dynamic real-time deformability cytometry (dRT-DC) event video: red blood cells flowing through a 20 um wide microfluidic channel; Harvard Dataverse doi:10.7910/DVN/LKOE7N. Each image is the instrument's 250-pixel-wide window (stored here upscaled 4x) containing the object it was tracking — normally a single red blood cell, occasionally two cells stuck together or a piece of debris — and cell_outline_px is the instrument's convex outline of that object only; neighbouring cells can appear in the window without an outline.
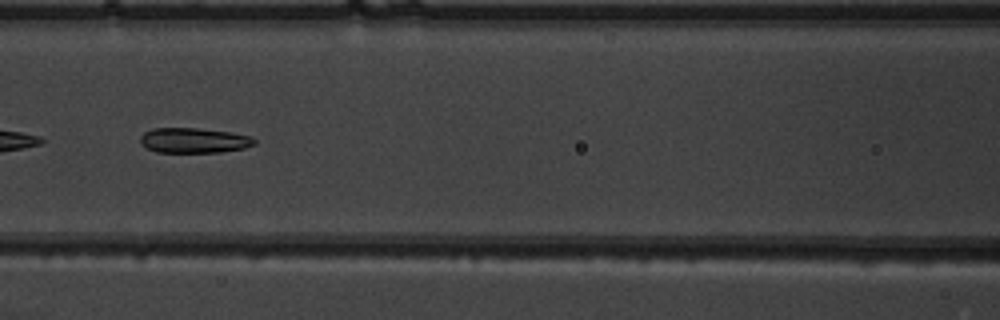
{"species": "common noctule bat (a hibernating species)", "species_latin": "Nyctalus noctula", "temperature_condition": "warm", "stored_images_in_passage": 37, "camera_frame_rate_fps": 3000, "um_per_image_px": 0.085, "animal": {"sex": "male", "body_mass_g": 19.5, "forearm_length_mm": 54.6}, "frame": {"image": 1, "passage_image": 9, "time_ms": 2.667, "image_size_px": [1000, 320], "cell_outline_px": [[256, 144], [244, 148], [220, 152], [156, 152], [140, 144], [140, 136], [144, 132], [152, 128], [196, 128], [228, 132], [252, 136], [256, 140]], "centroid_in_image_um": [16.47, 11.93], "position_along_channel_um": 150.1, "area_um2": 16.7}}
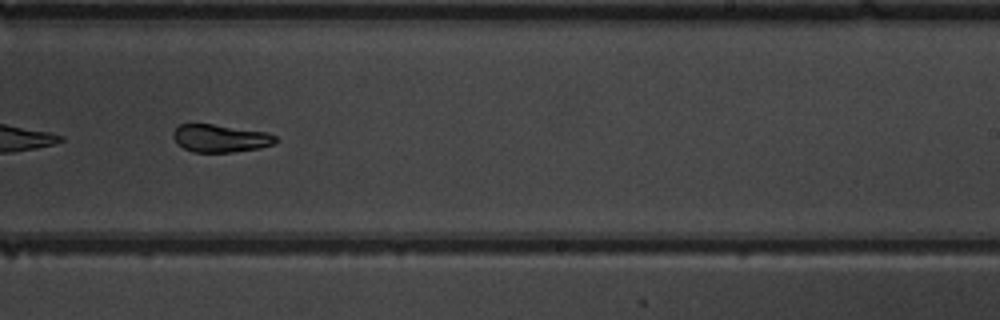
{"frame": {"image": 2, "passage_image": 18, "time_ms": 5.667, "image_size_px": [1000, 320], "cell_outline_px": [[276, 144], [260, 148], [232, 152], [192, 152], [184, 148], [172, 136], [172, 132], [180, 124], [212, 124], [268, 132], [276, 136]], "centroid_in_image_um": [18.76, 11.75], "position_along_channel_um": 270.2, "area_um2": 16.53}}
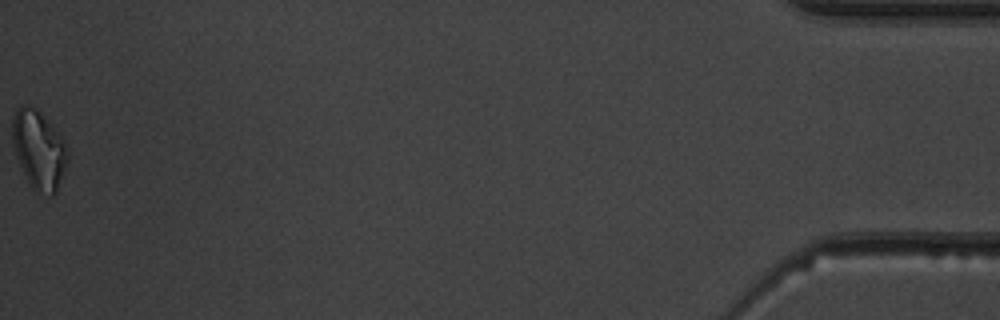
{"frame": {"image": 3, "passage_image": 37, "time_ms": 12.0, "image_size_px": [1000, 320], "cell_outline_px": [[68, 160], [56, 192], [52, 196], [36, 192], [28, 184], [16, 156], [12, 144], [12, 116], [16, 108], [20, 104], [28, 104], [64, 140], [68, 148]], "centroid_in_image_um": [3.27, 12.78], "position_along_channel_um": 431.9, "area_um2": 25.03}, "authors_computed_cell_mechanics": {"area_um2": 17.629, "velocity_mm_per_s": 4.0176, "shape_relaxation_time_tau1_ms": 3.4869, "shape_relaxation_time_tau2_ms": 1.7341, "deformation_change_tau1": 0.2002, "deformation_change_tau2": 0.1025}}